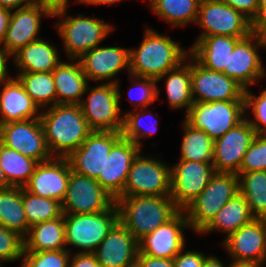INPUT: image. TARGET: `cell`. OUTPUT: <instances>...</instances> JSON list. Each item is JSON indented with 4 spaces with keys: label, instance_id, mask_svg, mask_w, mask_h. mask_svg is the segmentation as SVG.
Wrapping results in <instances>:
<instances>
[{
    "label": "cell",
    "instance_id": "1",
    "mask_svg": "<svg viewBox=\"0 0 266 267\" xmlns=\"http://www.w3.org/2000/svg\"><path fill=\"white\" fill-rule=\"evenodd\" d=\"M39 120L53 157L67 158L93 131L79 104H56L41 111Z\"/></svg>",
    "mask_w": 266,
    "mask_h": 267
},
{
    "label": "cell",
    "instance_id": "2",
    "mask_svg": "<svg viewBox=\"0 0 266 267\" xmlns=\"http://www.w3.org/2000/svg\"><path fill=\"white\" fill-rule=\"evenodd\" d=\"M186 50L170 37L146 27L143 41L138 48H130L129 74L158 79L186 60Z\"/></svg>",
    "mask_w": 266,
    "mask_h": 267
},
{
    "label": "cell",
    "instance_id": "3",
    "mask_svg": "<svg viewBox=\"0 0 266 267\" xmlns=\"http://www.w3.org/2000/svg\"><path fill=\"white\" fill-rule=\"evenodd\" d=\"M115 200L119 222L138 241L179 211L170 196H118Z\"/></svg>",
    "mask_w": 266,
    "mask_h": 267
},
{
    "label": "cell",
    "instance_id": "4",
    "mask_svg": "<svg viewBox=\"0 0 266 267\" xmlns=\"http://www.w3.org/2000/svg\"><path fill=\"white\" fill-rule=\"evenodd\" d=\"M54 17L60 20L55 27L69 61L79 59L84 53L100 45L114 29L110 23L103 21V18H95L78 14L68 16L67 11L59 13Z\"/></svg>",
    "mask_w": 266,
    "mask_h": 267
},
{
    "label": "cell",
    "instance_id": "5",
    "mask_svg": "<svg viewBox=\"0 0 266 267\" xmlns=\"http://www.w3.org/2000/svg\"><path fill=\"white\" fill-rule=\"evenodd\" d=\"M238 193L237 174L216 172L203 191L183 210L189 228L200 233L216 213Z\"/></svg>",
    "mask_w": 266,
    "mask_h": 267
},
{
    "label": "cell",
    "instance_id": "6",
    "mask_svg": "<svg viewBox=\"0 0 266 267\" xmlns=\"http://www.w3.org/2000/svg\"><path fill=\"white\" fill-rule=\"evenodd\" d=\"M66 248H79L78 253H94L101 241L119 222L116 203L108 210L91 214L63 213Z\"/></svg>",
    "mask_w": 266,
    "mask_h": 267
},
{
    "label": "cell",
    "instance_id": "7",
    "mask_svg": "<svg viewBox=\"0 0 266 267\" xmlns=\"http://www.w3.org/2000/svg\"><path fill=\"white\" fill-rule=\"evenodd\" d=\"M119 82L116 84L105 82L92 88L87 85L85 93L89 94L87 99L82 98L79 105L93 131L122 132L124 113L120 110L122 94Z\"/></svg>",
    "mask_w": 266,
    "mask_h": 267
},
{
    "label": "cell",
    "instance_id": "8",
    "mask_svg": "<svg viewBox=\"0 0 266 267\" xmlns=\"http://www.w3.org/2000/svg\"><path fill=\"white\" fill-rule=\"evenodd\" d=\"M246 114L245 101L194 102L184 120L215 140L242 122Z\"/></svg>",
    "mask_w": 266,
    "mask_h": 267
},
{
    "label": "cell",
    "instance_id": "9",
    "mask_svg": "<svg viewBox=\"0 0 266 267\" xmlns=\"http://www.w3.org/2000/svg\"><path fill=\"white\" fill-rule=\"evenodd\" d=\"M171 167L156 157L139 153L119 196H170Z\"/></svg>",
    "mask_w": 266,
    "mask_h": 267
},
{
    "label": "cell",
    "instance_id": "10",
    "mask_svg": "<svg viewBox=\"0 0 266 267\" xmlns=\"http://www.w3.org/2000/svg\"><path fill=\"white\" fill-rule=\"evenodd\" d=\"M191 94L193 102L245 101V88L236 80L205 68L192 56Z\"/></svg>",
    "mask_w": 266,
    "mask_h": 267
},
{
    "label": "cell",
    "instance_id": "11",
    "mask_svg": "<svg viewBox=\"0 0 266 267\" xmlns=\"http://www.w3.org/2000/svg\"><path fill=\"white\" fill-rule=\"evenodd\" d=\"M115 203V198L97 180L70 171L67 192L62 201L63 213H97L110 209Z\"/></svg>",
    "mask_w": 266,
    "mask_h": 267
},
{
    "label": "cell",
    "instance_id": "12",
    "mask_svg": "<svg viewBox=\"0 0 266 267\" xmlns=\"http://www.w3.org/2000/svg\"><path fill=\"white\" fill-rule=\"evenodd\" d=\"M196 23L203 29L198 38L212 35L247 37L251 33L250 20L219 0L200 3Z\"/></svg>",
    "mask_w": 266,
    "mask_h": 267
},
{
    "label": "cell",
    "instance_id": "13",
    "mask_svg": "<svg viewBox=\"0 0 266 267\" xmlns=\"http://www.w3.org/2000/svg\"><path fill=\"white\" fill-rule=\"evenodd\" d=\"M216 173L212 163L179 160L171 166L170 197L179 210H184L208 185Z\"/></svg>",
    "mask_w": 266,
    "mask_h": 267
},
{
    "label": "cell",
    "instance_id": "14",
    "mask_svg": "<svg viewBox=\"0 0 266 267\" xmlns=\"http://www.w3.org/2000/svg\"><path fill=\"white\" fill-rule=\"evenodd\" d=\"M0 143L38 163L53 158L39 118L0 124Z\"/></svg>",
    "mask_w": 266,
    "mask_h": 267
},
{
    "label": "cell",
    "instance_id": "15",
    "mask_svg": "<svg viewBox=\"0 0 266 267\" xmlns=\"http://www.w3.org/2000/svg\"><path fill=\"white\" fill-rule=\"evenodd\" d=\"M122 136L117 131H92L82 145L68 157L71 170L97 179L104 176V165L113 144Z\"/></svg>",
    "mask_w": 266,
    "mask_h": 267
},
{
    "label": "cell",
    "instance_id": "16",
    "mask_svg": "<svg viewBox=\"0 0 266 267\" xmlns=\"http://www.w3.org/2000/svg\"><path fill=\"white\" fill-rule=\"evenodd\" d=\"M256 135L247 117L224 135L214 140L213 160L216 172L239 174L248 147Z\"/></svg>",
    "mask_w": 266,
    "mask_h": 267
},
{
    "label": "cell",
    "instance_id": "17",
    "mask_svg": "<svg viewBox=\"0 0 266 267\" xmlns=\"http://www.w3.org/2000/svg\"><path fill=\"white\" fill-rule=\"evenodd\" d=\"M259 48H266L255 35L249 34L241 38L229 55L228 69L224 73L229 78L236 80L245 89L255 85L259 79L266 76V70L258 54Z\"/></svg>",
    "mask_w": 266,
    "mask_h": 267
},
{
    "label": "cell",
    "instance_id": "18",
    "mask_svg": "<svg viewBox=\"0 0 266 267\" xmlns=\"http://www.w3.org/2000/svg\"><path fill=\"white\" fill-rule=\"evenodd\" d=\"M189 223L183 210L139 240V252L148 256L173 259L185 246L184 230Z\"/></svg>",
    "mask_w": 266,
    "mask_h": 267
},
{
    "label": "cell",
    "instance_id": "19",
    "mask_svg": "<svg viewBox=\"0 0 266 267\" xmlns=\"http://www.w3.org/2000/svg\"><path fill=\"white\" fill-rule=\"evenodd\" d=\"M78 61L88 82L107 80L106 83L116 84L119 79H114L121 70H130V48L100 47L99 45L84 53ZM113 78V79H112ZM109 80V81H108Z\"/></svg>",
    "mask_w": 266,
    "mask_h": 267
},
{
    "label": "cell",
    "instance_id": "20",
    "mask_svg": "<svg viewBox=\"0 0 266 267\" xmlns=\"http://www.w3.org/2000/svg\"><path fill=\"white\" fill-rule=\"evenodd\" d=\"M222 242L232 260L266 264V219L254 218Z\"/></svg>",
    "mask_w": 266,
    "mask_h": 267
},
{
    "label": "cell",
    "instance_id": "21",
    "mask_svg": "<svg viewBox=\"0 0 266 267\" xmlns=\"http://www.w3.org/2000/svg\"><path fill=\"white\" fill-rule=\"evenodd\" d=\"M70 171L71 166L67 158L53 157L36 165L24 188L36 196L62 203L67 192Z\"/></svg>",
    "mask_w": 266,
    "mask_h": 267
},
{
    "label": "cell",
    "instance_id": "22",
    "mask_svg": "<svg viewBox=\"0 0 266 267\" xmlns=\"http://www.w3.org/2000/svg\"><path fill=\"white\" fill-rule=\"evenodd\" d=\"M142 149L121 136L112 146L104 165V176L96 180L115 199L123 192L131 164Z\"/></svg>",
    "mask_w": 266,
    "mask_h": 267
},
{
    "label": "cell",
    "instance_id": "23",
    "mask_svg": "<svg viewBox=\"0 0 266 267\" xmlns=\"http://www.w3.org/2000/svg\"><path fill=\"white\" fill-rule=\"evenodd\" d=\"M139 241L118 222L94 251L100 267H129L137 261Z\"/></svg>",
    "mask_w": 266,
    "mask_h": 267
},
{
    "label": "cell",
    "instance_id": "24",
    "mask_svg": "<svg viewBox=\"0 0 266 267\" xmlns=\"http://www.w3.org/2000/svg\"><path fill=\"white\" fill-rule=\"evenodd\" d=\"M51 17L44 9L32 4L12 11L2 46L13 56L21 48L39 39L41 18Z\"/></svg>",
    "mask_w": 266,
    "mask_h": 267
},
{
    "label": "cell",
    "instance_id": "25",
    "mask_svg": "<svg viewBox=\"0 0 266 267\" xmlns=\"http://www.w3.org/2000/svg\"><path fill=\"white\" fill-rule=\"evenodd\" d=\"M40 115L41 110L15 76L0 83V124L36 119Z\"/></svg>",
    "mask_w": 266,
    "mask_h": 267
},
{
    "label": "cell",
    "instance_id": "26",
    "mask_svg": "<svg viewBox=\"0 0 266 267\" xmlns=\"http://www.w3.org/2000/svg\"><path fill=\"white\" fill-rule=\"evenodd\" d=\"M241 38L244 37L212 35L197 38L189 48L190 55L205 68L222 73L228 69L229 55Z\"/></svg>",
    "mask_w": 266,
    "mask_h": 267
},
{
    "label": "cell",
    "instance_id": "27",
    "mask_svg": "<svg viewBox=\"0 0 266 267\" xmlns=\"http://www.w3.org/2000/svg\"><path fill=\"white\" fill-rule=\"evenodd\" d=\"M57 104H80L88 80L78 59L61 62L53 71Z\"/></svg>",
    "mask_w": 266,
    "mask_h": 267
},
{
    "label": "cell",
    "instance_id": "28",
    "mask_svg": "<svg viewBox=\"0 0 266 267\" xmlns=\"http://www.w3.org/2000/svg\"><path fill=\"white\" fill-rule=\"evenodd\" d=\"M58 48L39 38L21 48L12 57L20 72H52L62 61Z\"/></svg>",
    "mask_w": 266,
    "mask_h": 267
},
{
    "label": "cell",
    "instance_id": "29",
    "mask_svg": "<svg viewBox=\"0 0 266 267\" xmlns=\"http://www.w3.org/2000/svg\"><path fill=\"white\" fill-rule=\"evenodd\" d=\"M24 239V252L63 250L66 248L64 214L29 228Z\"/></svg>",
    "mask_w": 266,
    "mask_h": 267
},
{
    "label": "cell",
    "instance_id": "30",
    "mask_svg": "<svg viewBox=\"0 0 266 267\" xmlns=\"http://www.w3.org/2000/svg\"><path fill=\"white\" fill-rule=\"evenodd\" d=\"M254 218L246 199L238 193L216 213L211 222L199 234L218 230L227 233L225 236L228 237Z\"/></svg>",
    "mask_w": 266,
    "mask_h": 267
},
{
    "label": "cell",
    "instance_id": "31",
    "mask_svg": "<svg viewBox=\"0 0 266 267\" xmlns=\"http://www.w3.org/2000/svg\"><path fill=\"white\" fill-rule=\"evenodd\" d=\"M190 61L188 64L187 62ZM165 79V90L167 94L168 106L172 109L186 108L185 115L193 105L191 94V55L174 69L169 70L156 81Z\"/></svg>",
    "mask_w": 266,
    "mask_h": 267
},
{
    "label": "cell",
    "instance_id": "32",
    "mask_svg": "<svg viewBox=\"0 0 266 267\" xmlns=\"http://www.w3.org/2000/svg\"><path fill=\"white\" fill-rule=\"evenodd\" d=\"M0 225L23 238L29 225L22 204V187L11 186L0 191Z\"/></svg>",
    "mask_w": 266,
    "mask_h": 267
},
{
    "label": "cell",
    "instance_id": "33",
    "mask_svg": "<svg viewBox=\"0 0 266 267\" xmlns=\"http://www.w3.org/2000/svg\"><path fill=\"white\" fill-rule=\"evenodd\" d=\"M16 78L40 110L57 104L52 72H18Z\"/></svg>",
    "mask_w": 266,
    "mask_h": 267
},
{
    "label": "cell",
    "instance_id": "34",
    "mask_svg": "<svg viewBox=\"0 0 266 267\" xmlns=\"http://www.w3.org/2000/svg\"><path fill=\"white\" fill-rule=\"evenodd\" d=\"M199 4L196 0H150L149 7L157 16L172 27L195 23L198 18Z\"/></svg>",
    "mask_w": 266,
    "mask_h": 267
},
{
    "label": "cell",
    "instance_id": "35",
    "mask_svg": "<svg viewBox=\"0 0 266 267\" xmlns=\"http://www.w3.org/2000/svg\"><path fill=\"white\" fill-rule=\"evenodd\" d=\"M38 162L0 143V167L11 186L24 187Z\"/></svg>",
    "mask_w": 266,
    "mask_h": 267
},
{
    "label": "cell",
    "instance_id": "36",
    "mask_svg": "<svg viewBox=\"0 0 266 267\" xmlns=\"http://www.w3.org/2000/svg\"><path fill=\"white\" fill-rule=\"evenodd\" d=\"M239 193L255 218L266 219V171L239 173Z\"/></svg>",
    "mask_w": 266,
    "mask_h": 267
},
{
    "label": "cell",
    "instance_id": "37",
    "mask_svg": "<svg viewBox=\"0 0 266 267\" xmlns=\"http://www.w3.org/2000/svg\"><path fill=\"white\" fill-rule=\"evenodd\" d=\"M179 160L212 163L214 140L204 131L194 129L185 120Z\"/></svg>",
    "mask_w": 266,
    "mask_h": 267
},
{
    "label": "cell",
    "instance_id": "38",
    "mask_svg": "<svg viewBox=\"0 0 266 267\" xmlns=\"http://www.w3.org/2000/svg\"><path fill=\"white\" fill-rule=\"evenodd\" d=\"M22 204L29 228L63 215L61 202L36 196L28 192L24 187H22Z\"/></svg>",
    "mask_w": 266,
    "mask_h": 267
},
{
    "label": "cell",
    "instance_id": "39",
    "mask_svg": "<svg viewBox=\"0 0 266 267\" xmlns=\"http://www.w3.org/2000/svg\"><path fill=\"white\" fill-rule=\"evenodd\" d=\"M146 109L147 108H141L140 111H138V109L125 111L123 130L121 132L124 138L131 140L140 148L142 147V142L140 140L152 136L156 129H158V121L153 122L152 120L147 123L149 121L147 117H152L154 119L155 115H153V113L151 114L150 111ZM147 113L149 114L147 115ZM154 120H157L156 117Z\"/></svg>",
    "mask_w": 266,
    "mask_h": 267
},
{
    "label": "cell",
    "instance_id": "40",
    "mask_svg": "<svg viewBox=\"0 0 266 267\" xmlns=\"http://www.w3.org/2000/svg\"><path fill=\"white\" fill-rule=\"evenodd\" d=\"M129 78L132 81L130 82L132 86L128 89V99L136 109L139 107L147 108L158 99L160 90L157 88L156 79L133 75H129Z\"/></svg>",
    "mask_w": 266,
    "mask_h": 267
},
{
    "label": "cell",
    "instance_id": "41",
    "mask_svg": "<svg viewBox=\"0 0 266 267\" xmlns=\"http://www.w3.org/2000/svg\"><path fill=\"white\" fill-rule=\"evenodd\" d=\"M71 253L67 249L23 252L21 267H69Z\"/></svg>",
    "mask_w": 266,
    "mask_h": 267
},
{
    "label": "cell",
    "instance_id": "42",
    "mask_svg": "<svg viewBox=\"0 0 266 267\" xmlns=\"http://www.w3.org/2000/svg\"><path fill=\"white\" fill-rule=\"evenodd\" d=\"M266 171V135L256 134L244 154L239 173Z\"/></svg>",
    "mask_w": 266,
    "mask_h": 267
},
{
    "label": "cell",
    "instance_id": "43",
    "mask_svg": "<svg viewBox=\"0 0 266 267\" xmlns=\"http://www.w3.org/2000/svg\"><path fill=\"white\" fill-rule=\"evenodd\" d=\"M24 252V239L17 232L0 225V262H13L21 259Z\"/></svg>",
    "mask_w": 266,
    "mask_h": 267
},
{
    "label": "cell",
    "instance_id": "44",
    "mask_svg": "<svg viewBox=\"0 0 266 267\" xmlns=\"http://www.w3.org/2000/svg\"><path fill=\"white\" fill-rule=\"evenodd\" d=\"M245 109L253 111L254 119H247L256 134L266 135V89L259 96L245 89Z\"/></svg>",
    "mask_w": 266,
    "mask_h": 267
},
{
    "label": "cell",
    "instance_id": "45",
    "mask_svg": "<svg viewBox=\"0 0 266 267\" xmlns=\"http://www.w3.org/2000/svg\"><path fill=\"white\" fill-rule=\"evenodd\" d=\"M185 247L173 258L175 267H202L207 255L201 251H185Z\"/></svg>",
    "mask_w": 266,
    "mask_h": 267
},
{
    "label": "cell",
    "instance_id": "46",
    "mask_svg": "<svg viewBox=\"0 0 266 267\" xmlns=\"http://www.w3.org/2000/svg\"><path fill=\"white\" fill-rule=\"evenodd\" d=\"M241 12L250 21L256 15L259 0H219Z\"/></svg>",
    "mask_w": 266,
    "mask_h": 267
},
{
    "label": "cell",
    "instance_id": "47",
    "mask_svg": "<svg viewBox=\"0 0 266 267\" xmlns=\"http://www.w3.org/2000/svg\"><path fill=\"white\" fill-rule=\"evenodd\" d=\"M250 31L266 45V8H258L250 21Z\"/></svg>",
    "mask_w": 266,
    "mask_h": 267
},
{
    "label": "cell",
    "instance_id": "48",
    "mask_svg": "<svg viewBox=\"0 0 266 267\" xmlns=\"http://www.w3.org/2000/svg\"><path fill=\"white\" fill-rule=\"evenodd\" d=\"M33 3L44 9L51 17L67 11L69 0H33Z\"/></svg>",
    "mask_w": 266,
    "mask_h": 267
},
{
    "label": "cell",
    "instance_id": "49",
    "mask_svg": "<svg viewBox=\"0 0 266 267\" xmlns=\"http://www.w3.org/2000/svg\"><path fill=\"white\" fill-rule=\"evenodd\" d=\"M69 267H100L94 253H76L70 255Z\"/></svg>",
    "mask_w": 266,
    "mask_h": 267
},
{
    "label": "cell",
    "instance_id": "50",
    "mask_svg": "<svg viewBox=\"0 0 266 267\" xmlns=\"http://www.w3.org/2000/svg\"><path fill=\"white\" fill-rule=\"evenodd\" d=\"M141 267H175L173 259L158 258L138 253L137 261Z\"/></svg>",
    "mask_w": 266,
    "mask_h": 267
},
{
    "label": "cell",
    "instance_id": "51",
    "mask_svg": "<svg viewBox=\"0 0 266 267\" xmlns=\"http://www.w3.org/2000/svg\"><path fill=\"white\" fill-rule=\"evenodd\" d=\"M11 56L12 55L2 45H0V83L13 78L8 74L9 65L7 62H9L8 60Z\"/></svg>",
    "mask_w": 266,
    "mask_h": 267
},
{
    "label": "cell",
    "instance_id": "52",
    "mask_svg": "<svg viewBox=\"0 0 266 267\" xmlns=\"http://www.w3.org/2000/svg\"><path fill=\"white\" fill-rule=\"evenodd\" d=\"M11 15V10L0 7V45H2V42L6 35Z\"/></svg>",
    "mask_w": 266,
    "mask_h": 267
},
{
    "label": "cell",
    "instance_id": "53",
    "mask_svg": "<svg viewBox=\"0 0 266 267\" xmlns=\"http://www.w3.org/2000/svg\"><path fill=\"white\" fill-rule=\"evenodd\" d=\"M33 4V0H0V7L14 11Z\"/></svg>",
    "mask_w": 266,
    "mask_h": 267
},
{
    "label": "cell",
    "instance_id": "54",
    "mask_svg": "<svg viewBox=\"0 0 266 267\" xmlns=\"http://www.w3.org/2000/svg\"><path fill=\"white\" fill-rule=\"evenodd\" d=\"M202 267H226V266L223 263V261H221L218 257L213 255L212 256L208 255L206 256Z\"/></svg>",
    "mask_w": 266,
    "mask_h": 267
},
{
    "label": "cell",
    "instance_id": "55",
    "mask_svg": "<svg viewBox=\"0 0 266 267\" xmlns=\"http://www.w3.org/2000/svg\"><path fill=\"white\" fill-rule=\"evenodd\" d=\"M264 264H259L256 262L251 261H238V260H232L228 267H262Z\"/></svg>",
    "mask_w": 266,
    "mask_h": 267
},
{
    "label": "cell",
    "instance_id": "56",
    "mask_svg": "<svg viewBox=\"0 0 266 267\" xmlns=\"http://www.w3.org/2000/svg\"><path fill=\"white\" fill-rule=\"evenodd\" d=\"M123 0H76L77 4L78 2L82 3V4H91V5H112L113 3H117Z\"/></svg>",
    "mask_w": 266,
    "mask_h": 267
},
{
    "label": "cell",
    "instance_id": "57",
    "mask_svg": "<svg viewBox=\"0 0 266 267\" xmlns=\"http://www.w3.org/2000/svg\"><path fill=\"white\" fill-rule=\"evenodd\" d=\"M9 187H11V185L8 183V181L5 178V175L3 173V170L0 167V191L5 190V189H7Z\"/></svg>",
    "mask_w": 266,
    "mask_h": 267
},
{
    "label": "cell",
    "instance_id": "58",
    "mask_svg": "<svg viewBox=\"0 0 266 267\" xmlns=\"http://www.w3.org/2000/svg\"><path fill=\"white\" fill-rule=\"evenodd\" d=\"M258 8H266V0H259Z\"/></svg>",
    "mask_w": 266,
    "mask_h": 267
},
{
    "label": "cell",
    "instance_id": "59",
    "mask_svg": "<svg viewBox=\"0 0 266 267\" xmlns=\"http://www.w3.org/2000/svg\"><path fill=\"white\" fill-rule=\"evenodd\" d=\"M129 267H141L137 262L131 264Z\"/></svg>",
    "mask_w": 266,
    "mask_h": 267
},
{
    "label": "cell",
    "instance_id": "60",
    "mask_svg": "<svg viewBox=\"0 0 266 267\" xmlns=\"http://www.w3.org/2000/svg\"><path fill=\"white\" fill-rule=\"evenodd\" d=\"M198 3H203V2H206L208 0H196Z\"/></svg>",
    "mask_w": 266,
    "mask_h": 267
}]
</instances>
